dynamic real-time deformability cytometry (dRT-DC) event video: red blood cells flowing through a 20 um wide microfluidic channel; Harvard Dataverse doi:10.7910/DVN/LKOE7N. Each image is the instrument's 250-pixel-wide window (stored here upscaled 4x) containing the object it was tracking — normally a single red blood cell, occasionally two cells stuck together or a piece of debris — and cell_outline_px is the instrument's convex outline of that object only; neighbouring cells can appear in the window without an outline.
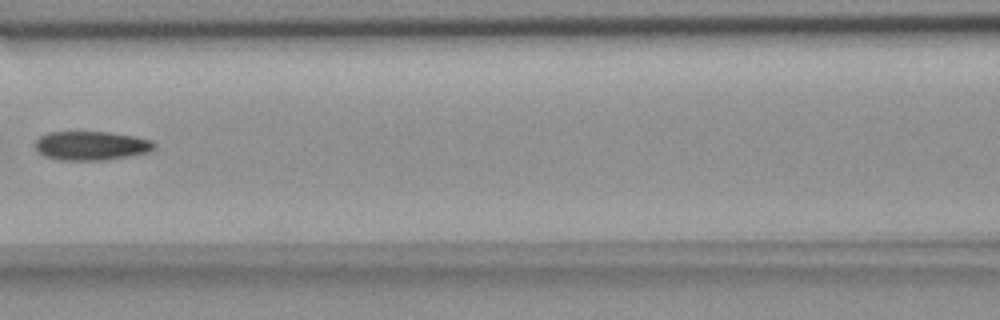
{"species": "common noctule bat (a hibernating species)", "species_latin": "Nyctalus noctula", "temperature_condition": "room temperature", "stored_images_in_passage": 7, "camera_frame_rate_fps": 3000, "um_per_image_px": 0.085, "animal": {"sex": "female", "body_mass_g": 18.4}, "frame": {"image": 1, "passage_image": 6, "time_ms": 6.667, "image_size_px": [1000, 320], "cell_outline_px": [[156, 144], [148, 152], [108, 160], [60, 160], [44, 156], [36, 148], [36, 140], [40, 136], [48, 132], [108, 132], [132, 136], [152, 140]], "centroid_in_image_um": [7.74, 12.38], "position_along_channel_um": 158.9, "area_um2": 19.94}}
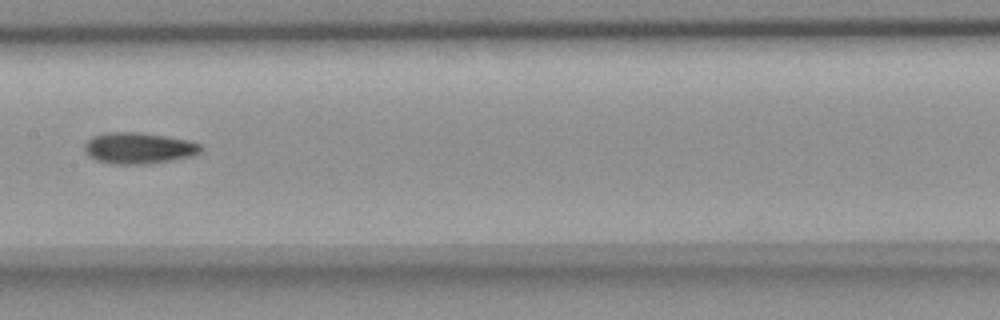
{"frame": {"image": 2, "passage_image": 7, "time_ms": 7.667, "image_size_px": [1000, 320], "cell_outline_px": [[204, 148], [196, 156], [148, 164], [112, 164], [96, 160], [88, 156], [84, 152], [84, 144], [92, 136], [104, 132], [140, 132], [188, 140], [200, 144]], "centroid_in_image_um": [11.78, 12.59], "position_along_channel_um": 195.6, "area_um2": 21.5}}